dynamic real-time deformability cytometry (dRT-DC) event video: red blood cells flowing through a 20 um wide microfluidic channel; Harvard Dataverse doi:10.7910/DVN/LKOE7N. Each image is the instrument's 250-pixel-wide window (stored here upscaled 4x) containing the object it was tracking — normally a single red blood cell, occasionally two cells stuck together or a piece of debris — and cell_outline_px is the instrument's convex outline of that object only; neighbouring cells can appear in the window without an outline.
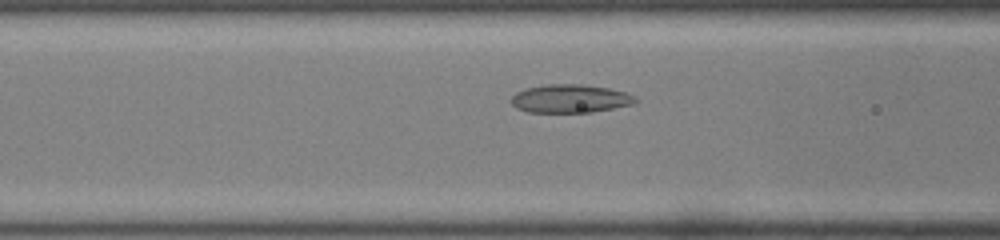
{"species": "common noctule bat (a hibernating species)", "species_latin": "Nyctalus noctula", "temperature_condition": "room temperature", "stored_images_in_passage": 39, "camera_frame_rate_fps": 3000, "um_per_image_px": 0.085, "animal": {"sex": "male", "body_mass_g": 19.0, "forearm_length_mm": 50.8}, "frame": {"image": 1, "passage_image": 13, "time_ms": 4.0, "image_size_px": [1000, 240], "cell_outline_px": [[636, 100], [632, 104], [592, 112], [528, 112], [516, 108], [512, 104], [512, 96], [516, 92], [524, 88], [544, 84], [584, 84], [608, 88], [624, 92], [636, 96]], "centroid_in_image_um": [48.42, 8.37], "position_along_channel_um": 118.2, "area_um2": 20.46}}
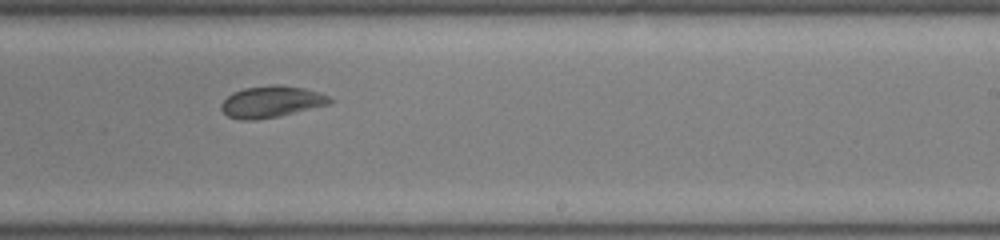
{"frame": {"image": 2, "passage_image": 24, "time_ms": 7.667, "image_size_px": [1000, 240], "cell_outline_px": [[332, 104], [276, 116], [256, 120], [240, 120], [228, 116], [220, 108], [220, 104], [232, 92], [244, 88], [272, 84], [276, 84], [304, 88], [320, 92], [328, 96], [332, 100]], "centroid_in_image_um": [23.06, 8.64], "position_along_channel_um": 265.9, "area_um2": 19.94}}
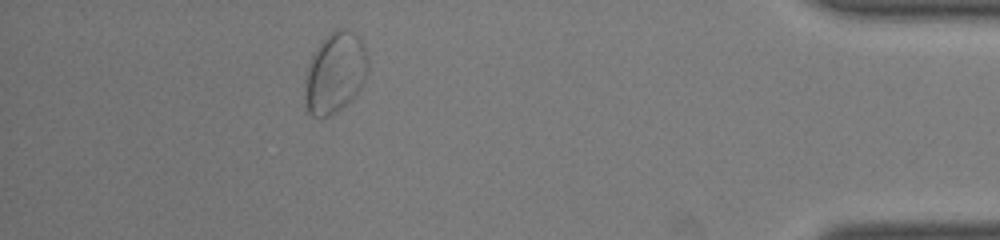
{"frame": {"image": 3, "passage_image": 38, "time_ms": 12.333, "image_size_px": [1000, 240], "cell_outline_px": [[368, 68], [364, 80], [360, 88], [336, 112], [328, 116], [312, 116], [308, 112], [304, 104], [304, 80], [312, 52], [332, 32], [340, 28], [348, 28], [364, 44], [368, 56]], "centroid_in_image_um": [28.45, 6.18], "position_along_channel_um": 406.7, "area_um2": 29.48}}